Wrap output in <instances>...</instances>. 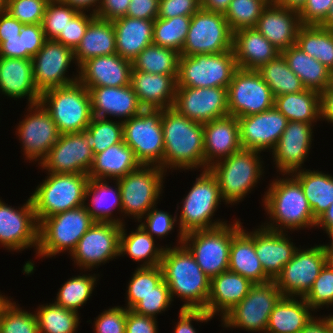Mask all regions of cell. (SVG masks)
<instances>
[{
  "instance_id": "6da1fadb",
  "label": "cell",
  "mask_w": 333,
  "mask_h": 333,
  "mask_svg": "<svg viewBox=\"0 0 333 333\" xmlns=\"http://www.w3.org/2000/svg\"><path fill=\"white\" fill-rule=\"evenodd\" d=\"M160 267L171 299L177 295L186 301L181 309H205L211 279L202 271L184 244L165 248Z\"/></svg>"
},
{
  "instance_id": "7a4b0ae2",
  "label": "cell",
  "mask_w": 333,
  "mask_h": 333,
  "mask_svg": "<svg viewBox=\"0 0 333 333\" xmlns=\"http://www.w3.org/2000/svg\"><path fill=\"white\" fill-rule=\"evenodd\" d=\"M164 138L163 170L176 169L204 170L203 123L192 121L173 107L162 109ZM166 168V169H165Z\"/></svg>"
},
{
  "instance_id": "3957f363",
  "label": "cell",
  "mask_w": 333,
  "mask_h": 333,
  "mask_svg": "<svg viewBox=\"0 0 333 333\" xmlns=\"http://www.w3.org/2000/svg\"><path fill=\"white\" fill-rule=\"evenodd\" d=\"M290 177L274 179L265 192V210L273 221L264 225L267 229L283 232L284 229L316 227V219L300 182L292 174Z\"/></svg>"
},
{
  "instance_id": "277c9868",
  "label": "cell",
  "mask_w": 333,
  "mask_h": 333,
  "mask_svg": "<svg viewBox=\"0 0 333 333\" xmlns=\"http://www.w3.org/2000/svg\"><path fill=\"white\" fill-rule=\"evenodd\" d=\"M48 175L31 195L38 224L44 218L85 204V189L89 180L87 174L48 172Z\"/></svg>"
},
{
  "instance_id": "5b68a950",
  "label": "cell",
  "mask_w": 333,
  "mask_h": 333,
  "mask_svg": "<svg viewBox=\"0 0 333 333\" xmlns=\"http://www.w3.org/2000/svg\"><path fill=\"white\" fill-rule=\"evenodd\" d=\"M40 103L60 134L82 132L93 117L90 93L79 81L43 92Z\"/></svg>"
},
{
  "instance_id": "8992f818",
  "label": "cell",
  "mask_w": 333,
  "mask_h": 333,
  "mask_svg": "<svg viewBox=\"0 0 333 333\" xmlns=\"http://www.w3.org/2000/svg\"><path fill=\"white\" fill-rule=\"evenodd\" d=\"M94 222L84 205L44 218L39 223L37 255L52 257L64 250L71 254Z\"/></svg>"
},
{
  "instance_id": "52a82bcc",
  "label": "cell",
  "mask_w": 333,
  "mask_h": 333,
  "mask_svg": "<svg viewBox=\"0 0 333 333\" xmlns=\"http://www.w3.org/2000/svg\"><path fill=\"white\" fill-rule=\"evenodd\" d=\"M260 153L241 149L208 168L216 177L222 201L226 204L240 202L260 180L263 174Z\"/></svg>"
},
{
  "instance_id": "ba28073f",
  "label": "cell",
  "mask_w": 333,
  "mask_h": 333,
  "mask_svg": "<svg viewBox=\"0 0 333 333\" xmlns=\"http://www.w3.org/2000/svg\"><path fill=\"white\" fill-rule=\"evenodd\" d=\"M220 188L216 177L209 169L203 170L196 178L191 190L183 199L179 220V244H183L184 234L194 230L211 229L226 224L212 222V217L221 202Z\"/></svg>"
},
{
  "instance_id": "9c48e42d",
  "label": "cell",
  "mask_w": 333,
  "mask_h": 333,
  "mask_svg": "<svg viewBox=\"0 0 333 333\" xmlns=\"http://www.w3.org/2000/svg\"><path fill=\"white\" fill-rule=\"evenodd\" d=\"M241 227V222L236 220L233 225L226 223L184 234L183 244L210 279L228 271L232 237Z\"/></svg>"
},
{
  "instance_id": "30bf717a",
  "label": "cell",
  "mask_w": 333,
  "mask_h": 333,
  "mask_svg": "<svg viewBox=\"0 0 333 333\" xmlns=\"http://www.w3.org/2000/svg\"><path fill=\"white\" fill-rule=\"evenodd\" d=\"M238 69L233 50L179 57L177 87L228 88Z\"/></svg>"
},
{
  "instance_id": "8fae6325",
  "label": "cell",
  "mask_w": 333,
  "mask_h": 333,
  "mask_svg": "<svg viewBox=\"0 0 333 333\" xmlns=\"http://www.w3.org/2000/svg\"><path fill=\"white\" fill-rule=\"evenodd\" d=\"M161 116L162 109H143L138 115L122 121V124L123 141L133 149L138 162L163 169L164 138Z\"/></svg>"
},
{
  "instance_id": "7c38bea8",
  "label": "cell",
  "mask_w": 333,
  "mask_h": 333,
  "mask_svg": "<svg viewBox=\"0 0 333 333\" xmlns=\"http://www.w3.org/2000/svg\"><path fill=\"white\" fill-rule=\"evenodd\" d=\"M233 50V32L224 14L200 8L191 23L180 55L214 54Z\"/></svg>"
},
{
  "instance_id": "4fadbf2b",
  "label": "cell",
  "mask_w": 333,
  "mask_h": 333,
  "mask_svg": "<svg viewBox=\"0 0 333 333\" xmlns=\"http://www.w3.org/2000/svg\"><path fill=\"white\" fill-rule=\"evenodd\" d=\"M283 297L274 280L253 284L248 294L223 318V327L266 332L270 314Z\"/></svg>"
},
{
  "instance_id": "5bb4252c",
  "label": "cell",
  "mask_w": 333,
  "mask_h": 333,
  "mask_svg": "<svg viewBox=\"0 0 333 333\" xmlns=\"http://www.w3.org/2000/svg\"><path fill=\"white\" fill-rule=\"evenodd\" d=\"M164 170L155 165H140L119 178L122 212L139 222L158 201L163 187ZM140 219V220H139Z\"/></svg>"
},
{
  "instance_id": "9a60e30c",
  "label": "cell",
  "mask_w": 333,
  "mask_h": 333,
  "mask_svg": "<svg viewBox=\"0 0 333 333\" xmlns=\"http://www.w3.org/2000/svg\"><path fill=\"white\" fill-rule=\"evenodd\" d=\"M229 115L258 114L274 106L275 97L256 70L238 68L227 88Z\"/></svg>"
},
{
  "instance_id": "2e32d148",
  "label": "cell",
  "mask_w": 333,
  "mask_h": 333,
  "mask_svg": "<svg viewBox=\"0 0 333 333\" xmlns=\"http://www.w3.org/2000/svg\"><path fill=\"white\" fill-rule=\"evenodd\" d=\"M325 264L326 255L322 245L306 250L297 248L274 281L283 296L304 297Z\"/></svg>"
},
{
  "instance_id": "e0dca14e",
  "label": "cell",
  "mask_w": 333,
  "mask_h": 333,
  "mask_svg": "<svg viewBox=\"0 0 333 333\" xmlns=\"http://www.w3.org/2000/svg\"><path fill=\"white\" fill-rule=\"evenodd\" d=\"M71 61H75L73 49L54 39H46L43 47L32 57L33 77L38 91L42 94L77 82L79 75L74 78L65 76Z\"/></svg>"
},
{
  "instance_id": "ac0fdd59",
  "label": "cell",
  "mask_w": 333,
  "mask_h": 333,
  "mask_svg": "<svg viewBox=\"0 0 333 333\" xmlns=\"http://www.w3.org/2000/svg\"><path fill=\"white\" fill-rule=\"evenodd\" d=\"M181 115L199 123L229 115L227 88L176 87L172 106Z\"/></svg>"
},
{
  "instance_id": "d6986e66",
  "label": "cell",
  "mask_w": 333,
  "mask_h": 333,
  "mask_svg": "<svg viewBox=\"0 0 333 333\" xmlns=\"http://www.w3.org/2000/svg\"><path fill=\"white\" fill-rule=\"evenodd\" d=\"M122 225L112 222H94L80 238L71 253L73 261L82 269H91L119 255Z\"/></svg>"
},
{
  "instance_id": "ffe728a7",
  "label": "cell",
  "mask_w": 333,
  "mask_h": 333,
  "mask_svg": "<svg viewBox=\"0 0 333 333\" xmlns=\"http://www.w3.org/2000/svg\"><path fill=\"white\" fill-rule=\"evenodd\" d=\"M93 160V151L82 132L65 133L60 134L40 166L50 173L88 174Z\"/></svg>"
},
{
  "instance_id": "44dd1931",
  "label": "cell",
  "mask_w": 333,
  "mask_h": 333,
  "mask_svg": "<svg viewBox=\"0 0 333 333\" xmlns=\"http://www.w3.org/2000/svg\"><path fill=\"white\" fill-rule=\"evenodd\" d=\"M28 108L30 113L19 123L16 132L22 142L26 159L40 160V164L58 140L60 133L50 113L40 102L29 105Z\"/></svg>"
},
{
  "instance_id": "7402d4cb",
  "label": "cell",
  "mask_w": 333,
  "mask_h": 333,
  "mask_svg": "<svg viewBox=\"0 0 333 333\" xmlns=\"http://www.w3.org/2000/svg\"><path fill=\"white\" fill-rule=\"evenodd\" d=\"M39 224L35 217L31 197L17 209L0 200V244L8 250L38 248Z\"/></svg>"
},
{
  "instance_id": "603a6c76",
  "label": "cell",
  "mask_w": 333,
  "mask_h": 333,
  "mask_svg": "<svg viewBox=\"0 0 333 333\" xmlns=\"http://www.w3.org/2000/svg\"><path fill=\"white\" fill-rule=\"evenodd\" d=\"M242 149L273 150L288 119L274 106L267 111L238 118Z\"/></svg>"
},
{
  "instance_id": "cb8c5ba5",
  "label": "cell",
  "mask_w": 333,
  "mask_h": 333,
  "mask_svg": "<svg viewBox=\"0 0 333 333\" xmlns=\"http://www.w3.org/2000/svg\"><path fill=\"white\" fill-rule=\"evenodd\" d=\"M312 124L288 121V124L272 150L278 171L289 175L302 168L309 154L312 139Z\"/></svg>"
},
{
  "instance_id": "d4e9b609",
  "label": "cell",
  "mask_w": 333,
  "mask_h": 333,
  "mask_svg": "<svg viewBox=\"0 0 333 333\" xmlns=\"http://www.w3.org/2000/svg\"><path fill=\"white\" fill-rule=\"evenodd\" d=\"M78 68V81L87 89L130 85L132 62L117 53L91 58Z\"/></svg>"
},
{
  "instance_id": "484cf974",
  "label": "cell",
  "mask_w": 333,
  "mask_h": 333,
  "mask_svg": "<svg viewBox=\"0 0 333 333\" xmlns=\"http://www.w3.org/2000/svg\"><path fill=\"white\" fill-rule=\"evenodd\" d=\"M262 226L249 234L254 239L256 255L265 274L275 280L292 259L297 247L286 237V230L273 231Z\"/></svg>"
},
{
  "instance_id": "4316f807",
  "label": "cell",
  "mask_w": 333,
  "mask_h": 333,
  "mask_svg": "<svg viewBox=\"0 0 333 333\" xmlns=\"http://www.w3.org/2000/svg\"><path fill=\"white\" fill-rule=\"evenodd\" d=\"M203 130L204 170L242 149L238 118L235 116L228 115L204 123Z\"/></svg>"
},
{
  "instance_id": "83f0119b",
  "label": "cell",
  "mask_w": 333,
  "mask_h": 333,
  "mask_svg": "<svg viewBox=\"0 0 333 333\" xmlns=\"http://www.w3.org/2000/svg\"><path fill=\"white\" fill-rule=\"evenodd\" d=\"M301 26L299 13L269 2L258 19L256 29L278 50L296 45Z\"/></svg>"
},
{
  "instance_id": "f1b7e54d",
  "label": "cell",
  "mask_w": 333,
  "mask_h": 333,
  "mask_svg": "<svg viewBox=\"0 0 333 333\" xmlns=\"http://www.w3.org/2000/svg\"><path fill=\"white\" fill-rule=\"evenodd\" d=\"M91 98L92 115L106 118L107 115L129 120L144 108L140 105L131 85L121 87L88 88ZM121 116V117H120Z\"/></svg>"
},
{
  "instance_id": "f546056e",
  "label": "cell",
  "mask_w": 333,
  "mask_h": 333,
  "mask_svg": "<svg viewBox=\"0 0 333 333\" xmlns=\"http://www.w3.org/2000/svg\"><path fill=\"white\" fill-rule=\"evenodd\" d=\"M130 85L144 109H166L173 106L177 80L171 75L132 69Z\"/></svg>"
},
{
  "instance_id": "4dcf8cb0",
  "label": "cell",
  "mask_w": 333,
  "mask_h": 333,
  "mask_svg": "<svg viewBox=\"0 0 333 333\" xmlns=\"http://www.w3.org/2000/svg\"><path fill=\"white\" fill-rule=\"evenodd\" d=\"M0 92L11 98L28 97V105L40 102L33 77L32 59L0 57Z\"/></svg>"
},
{
  "instance_id": "1f68e13d",
  "label": "cell",
  "mask_w": 333,
  "mask_h": 333,
  "mask_svg": "<svg viewBox=\"0 0 333 333\" xmlns=\"http://www.w3.org/2000/svg\"><path fill=\"white\" fill-rule=\"evenodd\" d=\"M233 51L237 67L243 70H258L281 54L255 27L233 33Z\"/></svg>"
},
{
  "instance_id": "d6a6232c",
  "label": "cell",
  "mask_w": 333,
  "mask_h": 333,
  "mask_svg": "<svg viewBox=\"0 0 333 333\" xmlns=\"http://www.w3.org/2000/svg\"><path fill=\"white\" fill-rule=\"evenodd\" d=\"M252 286L253 283L240 274L229 270L222 272L211 279L210 295L204 310L212 317L220 312L223 318L245 298Z\"/></svg>"
},
{
  "instance_id": "836d02e7",
  "label": "cell",
  "mask_w": 333,
  "mask_h": 333,
  "mask_svg": "<svg viewBox=\"0 0 333 333\" xmlns=\"http://www.w3.org/2000/svg\"><path fill=\"white\" fill-rule=\"evenodd\" d=\"M116 37V52L132 60L147 46L153 44V20L127 16L112 20Z\"/></svg>"
},
{
  "instance_id": "e575fe53",
  "label": "cell",
  "mask_w": 333,
  "mask_h": 333,
  "mask_svg": "<svg viewBox=\"0 0 333 333\" xmlns=\"http://www.w3.org/2000/svg\"><path fill=\"white\" fill-rule=\"evenodd\" d=\"M228 270L240 274L253 284L271 281L256 255L253 237L242 227L232 237Z\"/></svg>"
},
{
  "instance_id": "d590c367",
  "label": "cell",
  "mask_w": 333,
  "mask_h": 333,
  "mask_svg": "<svg viewBox=\"0 0 333 333\" xmlns=\"http://www.w3.org/2000/svg\"><path fill=\"white\" fill-rule=\"evenodd\" d=\"M140 165L133 149L122 140L103 152L95 154L87 175L89 179L105 180L109 177V179L118 180L136 170Z\"/></svg>"
},
{
  "instance_id": "8d00e7d4",
  "label": "cell",
  "mask_w": 333,
  "mask_h": 333,
  "mask_svg": "<svg viewBox=\"0 0 333 333\" xmlns=\"http://www.w3.org/2000/svg\"><path fill=\"white\" fill-rule=\"evenodd\" d=\"M116 52V37L112 21L95 17L88 25L80 44L74 50L76 66L98 56Z\"/></svg>"
},
{
  "instance_id": "74e56055",
  "label": "cell",
  "mask_w": 333,
  "mask_h": 333,
  "mask_svg": "<svg viewBox=\"0 0 333 333\" xmlns=\"http://www.w3.org/2000/svg\"><path fill=\"white\" fill-rule=\"evenodd\" d=\"M283 296L270 314L266 333H300L313 318L304 297Z\"/></svg>"
},
{
  "instance_id": "f35d334b",
  "label": "cell",
  "mask_w": 333,
  "mask_h": 333,
  "mask_svg": "<svg viewBox=\"0 0 333 333\" xmlns=\"http://www.w3.org/2000/svg\"><path fill=\"white\" fill-rule=\"evenodd\" d=\"M288 67L301 79L306 89L324 91L331 83L332 72L315 58L293 45L281 51Z\"/></svg>"
},
{
  "instance_id": "ab89813d",
  "label": "cell",
  "mask_w": 333,
  "mask_h": 333,
  "mask_svg": "<svg viewBox=\"0 0 333 333\" xmlns=\"http://www.w3.org/2000/svg\"><path fill=\"white\" fill-rule=\"evenodd\" d=\"M115 184H117V188L115 186V189H113L110 185L108 186L106 180H88L85 189V201L89 196H92V199H90L91 205L85 202L84 206L87 208L88 213L95 222H112L123 225L121 219H112L113 217L111 216L113 212L112 210H115V207L122 212L120 186L117 180Z\"/></svg>"
},
{
  "instance_id": "60d3db41",
  "label": "cell",
  "mask_w": 333,
  "mask_h": 333,
  "mask_svg": "<svg viewBox=\"0 0 333 333\" xmlns=\"http://www.w3.org/2000/svg\"><path fill=\"white\" fill-rule=\"evenodd\" d=\"M274 107L288 121L313 124L320 117V94L317 91L305 89L298 93H289L275 97Z\"/></svg>"
},
{
  "instance_id": "b9f144b4",
  "label": "cell",
  "mask_w": 333,
  "mask_h": 333,
  "mask_svg": "<svg viewBox=\"0 0 333 333\" xmlns=\"http://www.w3.org/2000/svg\"><path fill=\"white\" fill-rule=\"evenodd\" d=\"M295 173V175H294ZM299 182L315 219L333 203V177L302 168L291 173Z\"/></svg>"
},
{
  "instance_id": "7bdbcfd3",
  "label": "cell",
  "mask_w": 333,
  "mask_h": 333,
  "mask_svg": "<svg viewBox=\"0 0 333 333\" xmlns=\"http://www.w3.org/2000/svg\"><path fill=\"white\" fill-rule=\"evenodd\" d=\"M125 224L122 225L119 238V255L127 254L134 261H144L140 267H154L161 263L165 248L155 246L154 237L148 234L141 225L127 236ZM146 259V260H145Z\"/></svg>"
},
{
  "instance_id": "ee69618b",
  "label": "cell",
  "mask_w": 333,
  "mask_h": 333,
  "mask_svg": "<svg viewBox=\"0 0 333 333\" xmlns=\"http://www.w3.org/2000/svg\"><path fill=\"white\" fill-rule=\"evenodd\" d=\"M296 46L333 73V30L320 25H301Z\"/></svg>"
},
{
  "instance_id": "f6af8a7d",
  "label": "cell",
  "mask_w": 333,
  "mask_h": 333,
  "mask_svg": "<svg viewBox=\"0 0 333 333\" xmlns=\"http://www.w3.org/2000/svg\"><path fill=\"white\" fill-rule=\"evenodd\" d=\"M180 53L151 44L144 48L133 60L132 69L152 74L171 75L178 78Z\"/></svg>"
},
{
  "instance_id": "bcb514c9",
  "label": "cell",
  "mask_w": 333,
  "mask_h": 333,
  "mask_svg": "<svg viewBox=\"0 0 333 333\" xmlns=\"http://www.w3.org/2000/svg\"><path fill=\"white\" fill-rule=\"evenodd\" d=\"M256 71L268 84L274 97L298 93L306 89L301 79L288 67L282 54L268 61Z\"/></svg>"
},
{
  "instance_id": "7dc6e473",
  "label": "cell",
  "mask_w": 333,
  "mask_h": 333,
  "mask_svg": "<svg viewBox=\"0 0 333 333\" xmlns=\"http://www.w3.org/2000/svg\"><path fill=\"white\" fill-rule=\"evenodd\" d=\"M39 333H75L79 325V313L65 309L55 302L40 305L35 312Z\"/></svg>"
},
{
  "instance_id": "c3c4849f",
  "label": "cell",
  "mask_w": 333,
  "mask_h": 333,
  "mask_svg": "<svg viewBox=\"0 0 333 333\" xmlns=\"http://www.w3.org/2000/svg\"><path fill=\"white\" fill-rule=\"evenodd\" d=\"M191 23V17L158 18L153 26V44L181 53Z\"/></svg>"
},
{
  "instance_id": "681fc988",
  "label": "cell",
  "mask_w": 333,
  "mask_h": 333,
  "mask_svg": "<svg viewBox=\"0 0 333 333\" xmlns=\"http://www.w3.org/2000/svg\"><path fill=\"white\" fill-rule=\"evenodd\" d=\"M82 133L87 137L89 147L95 155L123 140L122 120L113 122L107 118L93 116Z\"/></svg>"
},
{
  "instance_id": "f907efd6",
  "label": "cell",
  "mask_w": 333,
  "mask_h": 333,
  "mask_svg": "<svg viewBox=\"0 0 333 333\" xmlns=\"http://www.w3.org/2000/svg\"><path fill=\"white\" fill-rule=\"evenodd\" d=\"M96 279L95 275H78L70 278L59 288L55 303L65 309L78 312V309L91 296Z\"/></svg>"
},
{
  "instance_id": "816d5d0a",
  "label": "cell",
  "mask_w": 333,
  "mask_h": 333,
  "mask_svg": "<svg viewBox=\"0 0 333 333\" xmlns=\"http://www.w3.org/2000/svg\"><path fill=\"white\" fill-rule=\"evenodd\" d=\"M268 0H231L224 14L230 30L256 27L263 9L268 5Z\"/></svg>"
},
{
  "instance_id": "f5cc1de1",
  "label": "cell",
  "mask_w": 333,
  "mask_h": 333,
  "mask_svg": "<svg viewBox=\"0 0 333 333\" xmlns=\"http://www.w3.org/2000/svg\"><path fill=\"white\" fill-rule=\"evenodd\" d=\"M7 300L0 309V333H39L36 315Z\"/></svg>"
},
{
  "instance_id": "db71d44e",
  "label": "cell",
  "mask_w": 333,
  "mask_h": 333,
  "mask_svg": "<svg viewBox=\"0 0 333 333\" xmlns=\"http://www.w3.org/2000/svg\"><path fill=\"white\" fill-rule=\"evenodd\" d=\"M163 280L160 265L154 267H138L129 281L127 290L128 305L126 309H133L144 296L153 291Z\"/></svg>"
},
{
  "instance_id": "11a10c76",
  "label": "cell",
  "mask_w": 333,
  "mask_h": 333,
  "mask_svg": "<svg viewBox=\"0 0 333 333\" xmlns=\"http://www.w3.org/2000/svg\"><path fill=\"white\" fill-rule=\"evenodd\" d=\"M79 11L70 7L62 0H49L45 8L42 27L46 39H55L58 35H64L67 23Z\"/></svg>"
},
{
  "instance_id": "9f6ffc18",
  "label": "cell",
  "mask_w": 333,
  "mask_h": 333,
  "mask_svg": "<svg viewBox=\"0 0 333 333\" xmlns=\"http://www.w3.org/2000/svg\"><path fill=\"white\" fill-rule=\"evenodd\" d=\"M49 0H7L5 11L24 25L42 24Z\"/></svg>"
},
{
  "instance_id": "6f0895ef",
  "label": "cell",
  "mask_w": 333,
  "mask_h": 333,
  "mask_svg": "<svg viewBox=\"0 0 333 333\" xmlns=\"http://www.w3.org/2000/svg\"><path fill=\"white\" fill-rule=\"evenodd\" d=\"M310 308L315 310L322 306L333 305V269L326 263L312 288L304 296Z\"/></svg>"
},
{
  "instance_id": "680465c9",
  "label": "cell",
  "mask_w": 333,
  "mask_h": 333,
  "mask_svg": "<svg viewBox=\"0 0 333 333\" xmlns=\"http://www.w3.org/2000/svg\"><path fill=\"white\" fill-rule=\"evenodd\" d=\"M171 302L172 299L169 287L164 280H162L153 288L152 292L143 297L132 311L140 315L156 318L155 315L165 311Z\"/></svg>"
},
{
  "instance_id": "91938a15",
  "label": "cell",
  "mask_w": 333,
  "mask_h": 333,
  "mask_svg": "<svg viewBox=\"0 0 333 333\" xmlns=\"http://www.w3.org/2000/svg\"><path fill=\"white\" fill-rule=\"evenodd\" d=\"M86 12H78L64 29V35H58L54 40L64 44L65 46L75 50L80 44L85 31L90 22L96 17L91 11L90 15Z\"/></svg>"
},
{
  "instance_id": "94428289",
  "label": "cell",
  "mask_w": 333,
  "mask_h": 333,
  "mask_svg": "<svg viewBox=\"0 0 333 333\" xmlns=\"http://www.w3.org/2000/svg\"><path fill=\"white\" fill-rule=\"evenodd\" d=\"M144 217L146 218L141 225L143 229L150 234L152 237L157 236L159 238L166 236L174 228V224L177 221L176 217H172L168 212L157 210L154 206L152 207ZM155 234V235H153Z\"/></svg>"
},
{
  "instance_id": "6125c7cd",
  "label": "cell",
  "mask_w": 333,
  "mask_h": 333,
  "mask_svg": "<svg viewBox=\"0 0 333 333\" xmlns=\"http://www.w3.org/2000/svg\"><path fill=\"white\" fill-rule=\"evenodd\" d=\"M126 307L115 306L102 312L95 321V333H125Z\"/></svg>"
},
{
  "instance_id": "be15d7a7",
  "label": "cell",
  "mask_w": 333,
  "mask_h": 333,
  "mask_svg": "<svg viewBox=\"0 0 333 333\" xmlns=\"http://www.w3.org/2000/svg\"><path fill=\"white\" fill-rule=\"evenodd\" d=\"M201 8V0H160L158 18L192 17Z\"/></svg>"
},
{
  "instance_id": "e7e4bbea",
  "label": "cell",
  "mask_w": 333,
  "mask_h": 333,
  "mask_svg": "<svg viewBox=\"0 0 333 333\" xmlns=\"http://www.w3.org/2000/svg\"><path fill=\"white\" fill-rule=\"evenodd\" d=\"M333 0H307L299 12L301 25H320L327 17Z\"/></svg>"
},
{
  "instance_id": "03108f58",
  "label": "cell",
  "mask_w": 333,
  "mask_h": 333,
  "mask_svg": "<svg viewBox=\"0 0 333 333\" xmlns=\"http://www.w3.org/2000/svg\"><path fill=\"white\" fill-rule=\"evenodd\" d=\"M20 34H23L26 59H32L46 40L42 24L23 25Z\"/></svg>"
},
{
  "instance_id": "003e7915",
  "label": "cell",
  "mask_w": 333,
  "mask_h": 333,
  "mask_svg": "<svg viewBox=\"0 0 333 333\" xmlns=\"http://www.w3.org/2000/svg\"><path fill=\"white\" fill-rule=\"evenodd\" d=\"M157 319L126 309L125 333H158Z\"/></svg>"
},
{
  "instance_id": "a7ac6f4b",
  "label": "cell",
  "mask_w": 333,
  "mask_h": 333,
  "mask_svg": "<svg viewBox=\"0 0 333 333\" xmlns=\"http://www.w3.org/2000/svg\"><path fill=\"white\" fill-rule=\"evenodd\" d=\"M213 317L204 309H181L174 333H196L191 321L207 322Z\"/></svg>"
},
{
  "instance_id": "89a4df30",
  "label": "cell",
  "mask_w": 333,
  "mask_h": 333,
  "mask_svg": "<svg viewBox=\"0 0 333 333\" xmlns=\"http://www.w3.org/2000/svg\"><path fill=\"white\" fill-rule=\"evenodd\" d=\"M160 0H131L126 16L155 21L158 17Z\"/></svg>"
},
{
  "instance_id": "2644e50d",
  "label": "cell",
  "mask_w": 333,
  "mask_h": 333,
  "mask_svg": "<svg viewBox=\"0 0 333 333\" xmlns=\"http://www.w3.org/2000/svg\"><path fill=\"white\" fill-rule=\"evenodd\" d=\"M131 0H102L95 13L97 18L112 21L127 14Z\"/></svg>"
},
{
  "instance_id": "8c879c8a",
  "label": "cell",
  "mask_w": 333,
  "mask_h": 333,
  "mask_svg": "<svg viewBox=\"0 0 333 333\" xmlns=\"http://www.w3.org/2000/svg\"><path fill=\"white\" fill-rule=\"evenodd\" d=\"M0 57L26 59L23 34L6 38V40L0 44Z\"/></svg>"
},
{
  "instance_id": "753ad0ef",
  "label": "cell",
  "mask_w": 333,
  "mask_h": 333,
  "mask_svg": "<svg viewBox=\"0 0 333 333\" xmlns=\"http://www.w3.org/2000/svg\"><path fill=\"white\" fill-rule=\"evenodd\" d=\"M24 24L17 19L12 18L4 10L0 12V44L6 40V38L16 37L20 34Z\"/></svg>"
},
{
  "instance_id": "34e18365",
  "label": "cell",
  "mask_w": 333,
  "mask_h": 333,
  "mask_svg": "<svg viewBox=\"0 0 333 333\" xmlns=\"http://www.w3.org/2000/svg\"><path fill=\"white\" fill-rule=\"evenodd\" d=\"M320 117L333 124V88L329 85L320 92ZM325 118V119H324Z\"/></svg>"
},
{
  "instance_id": "11e5206c",
  "label": "cell",
  "mask_w": 333,
  "mask_h": 333,
  "mask_svg": "<svg viewBox=\"0 0 333 333\" xmlns=\"http://www.w3.org/2000/svg\"><path fill=\"white\" fill-rule=\"evenodd\" d=\"M300 333H333V330L327 317L323 319L313 317Z\"/></svg>"
},
{
  "instance_id": "2a66077c",
  "label": "cell",
  "mask_w": 333,
  "mask_h": 333,
  "mask_svg": "<svg viewBox=\"0 0 333 333\" xmlns=\"http://www.w3.org/2000/svg\"><path fill=\"white\" fill-rule=\"evenodd\" d=\"M62 1L68 4L70 7L78 10L79 12H84V10L85 11L87 10L88 12L89 10H91L90 7L93 8L95 6L96 8L92 10L93 14H95L102 0H62Z\"/></svg>"
},
{
  "instance_id": "b9fcfbb0",
  "label": "cell",
  "mask_w": 333,
  "mask_h": 333,
  "mask_svg": "<svg viewBox=\"0 0 333 333\" xmlns=\"http://www.w3.org/2000/svg\"><path fill=\"white\" fill-rule=\"evenodd\" d=\"M231 0H201V8L225 14Z\"/></svg>"
},
{
  "instance_id": "09005b40",
  "label": "cell",
  "mask_w": 333,
  "mask_h": 333,
  "mask_svg": "<svg viewBox=\"0 0 333 333\" xmlns=\"http://www.w3.org/2000/svg\"><path fill=\"white\" fill-rule=\"evenodd\" d=\"M315 226H320L325 231L333 230V203L316 219Z\"/></svg>"
},
{
  "instance_id": "979ff035",
  "label": "cell",
  "mask_w": 333,
  "mask_h": 333,
  "mask_svg": "<svg viewBox=\"0 0 333 333\" xmlns=\"http://www.w3.org/2000/svg\"><path fill=\"white\" fill-rule=\"evenodd\" d=\"M307 0H273L276 5L287 8L289 10H294L300 12Z\"/></svg>"
},
{
  "instance_id": "deb4b68c",
  "label": "cell",
  "mask_w": 333,
  "mask_h": 333,
  "mask_svg": "<svg viewBox=\"0 0 333 333\" xmlns=\"http://www.w3.org/2000/svg\"><path fill=\"white\" fill-rule=\"evenodd\" d=\"M320 26L333 30V2L326 19L320 24Z\"/></svg>"
},
{
  "instance_id": "67dfc351",
  "label": "cell",
  "mask_w": 333,
  "mask_h": 333,
  "mask_svg": "<svg viewBox=\"0 0 333 333\" xmlns=\"http://www.w3.org/2000/svg\"><path fill=\"white\" fill-rule=\"evenodd\" d=\"M326 233L329 235V238H331V244L322 245V248L324 250L325 255L327 256L329 253H333V230L326 231Z\"/></svg>"
},
{
  "instance_id": "b62a3aed",
  "label": "cell",
  "mask_w": 333,
  "mask_h": 333,
  "mask_svg": "<svg viewBox=\"0 0 333 333\" xmlns=\"http://www.w3.org/2000/svg\"><path fill=\"white\" fill-rule=\"evenodd\" d=\"M326 263L333 269V253L326 256Z\"/></svg>"
},
{
  "instance_id": "603ad722",
  "label": "cell",
  "mask_w": 333,
  "mask_h": 333,
  "mask_svg": "<svg viewBox=\"0 0 333 333\" xmlns=\"http://www.w3.org/2000/svg\"><path fill=\"white\" fill-rule=\"evenodd\" d=\"M7 0H0V12L5 10Z\"/></svg>"
},
{
  "instance_id": "5803f987",
  "label": "cell",
  "mask_w": 333,
  "mask_h": 333,
  "mask_svg": "<svg viewBox=\"0 0 333 333\" xmlns=\"http://www.w3.org/2000/svg\"><path fill=\"white\" fill-rule=\"evenodd\" d=\"M7 300L8 299L5 296L3 297L2 294H0V309Z\"/></svg>"
}]
</instances>
